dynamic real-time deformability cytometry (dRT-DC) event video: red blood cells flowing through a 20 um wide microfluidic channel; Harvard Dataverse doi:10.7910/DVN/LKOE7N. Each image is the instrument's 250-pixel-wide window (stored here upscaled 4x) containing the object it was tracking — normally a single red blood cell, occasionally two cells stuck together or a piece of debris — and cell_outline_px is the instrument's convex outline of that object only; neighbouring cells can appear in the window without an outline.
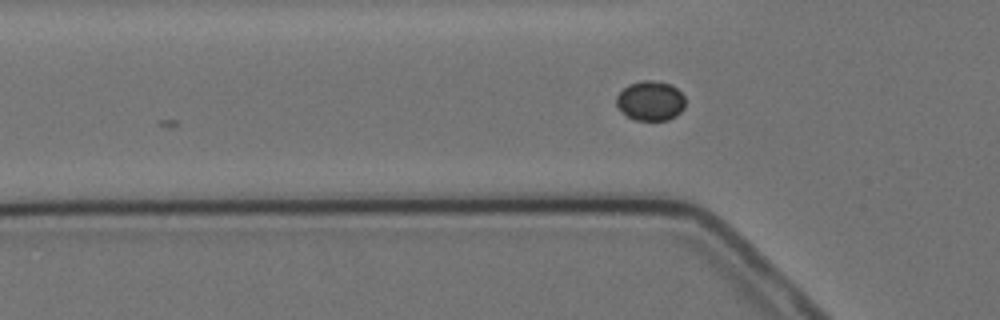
{"species": "Egyptian fruit bat (a non-hibernating species)", "species_latin": "Rousettus aegyptiacus", "temperature_condition": "cold", "stored_images_in_passage": 3, "camera_frame_rate_fps": 3000, "um_per_image_px": 0.085, "animal": {"sex": "female"}, "frame": {"image": 1, "passage_image": 3, "time_ms": 2.333, "image_size_px": [1000, 320], "cell_outline_px": [[684, 108], [676, 116], [668, 120], [632, 120], [620, 112], [616, 104], [616, 96], [628, 84], [644, 80], [652, 80], [672, 84], [684, 96]], "centroid_in_image_um": [55.26, 8.58], "position_along_channel_um": 70.5, "area_um2": 16.13}}